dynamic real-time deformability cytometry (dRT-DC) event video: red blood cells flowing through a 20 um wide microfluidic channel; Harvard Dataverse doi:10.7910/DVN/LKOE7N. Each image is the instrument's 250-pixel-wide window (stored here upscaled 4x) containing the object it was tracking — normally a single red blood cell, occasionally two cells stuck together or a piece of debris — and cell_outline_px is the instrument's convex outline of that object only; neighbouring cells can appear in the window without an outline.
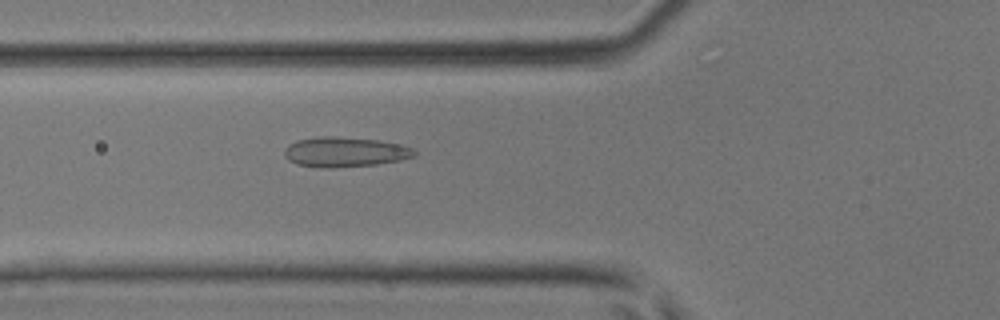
{"species": "common noctule bat (a hibernating species)", "species_latin": "Nyctalus noctula", "temperature_condition": "room temperature", "stored_images_in_passage": 46, "camera_frame_rate_fps": 3000, "um_per_image_px": 0.085, "animal": {"sex": "male", "body_mass_g": 17.9, "forearm_length_mm": 54.2}, "frame": {"image": 1, "passage_image": 17, "time_ms": 5.333, "image_size_px": [1000, 320], "cell_outline_px": [[416, 156], [400, 160], [376, 164], [328, 168], [320, 168], [300, 164], [288, 160], [284, 156], [284, 148], [296, 140], [320, 136], [336, 136], [380, 140], [412, 148], [416, 152]], "centroid_in_image_um": [29.29, 12.91], "position_along_channel_um": 96.5, "area_um2": 22.6}}
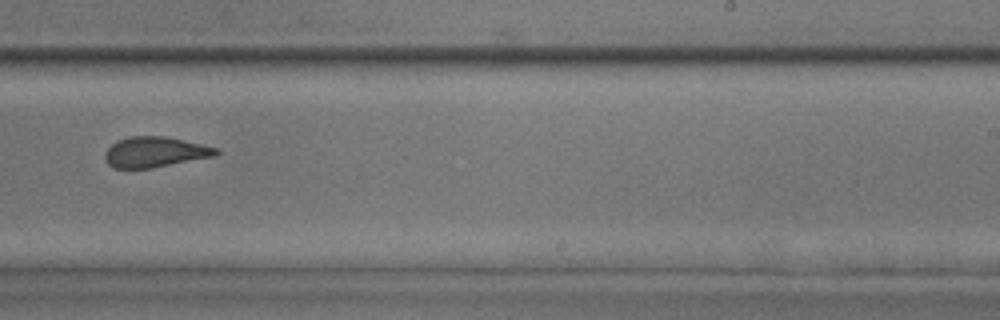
{"frame": {"image": 2, "passage_image": 29, "time_ms": 9.333, "image_size_px": [1000, 320], "cell_outline_px": [[220, 152], [216, 156], [152, 168], [112, 168], [104, 160], [104, 152], [116, 140], [128, 136], [168, 136], [216, 148]], "centroid_in_image_um": [13.13, 12.92], "position_along_channel_um": 275.9, "area_um2": 19.88}}
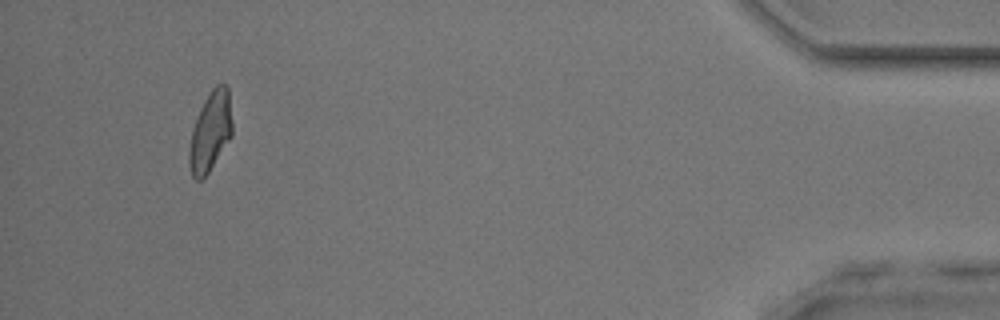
{"frame": {"image": 3, "passage_image": 43, "time_ms": 14.0, "image_size_px": [1000, 320], "cell_outline_px": [[232, 136], [208, 172], [200, 180], [196, 180], [192, 176], [188, 164], [188, 152], [192, 128], [200, 108], [204, 100], [212, 88], [216, 84], [224, 84], [228, 88], [232, 124]], "centroid_in_image_um": [17.86, 11.18], "position_along_channel_um": 417.3, "area_um2": 19.94}}